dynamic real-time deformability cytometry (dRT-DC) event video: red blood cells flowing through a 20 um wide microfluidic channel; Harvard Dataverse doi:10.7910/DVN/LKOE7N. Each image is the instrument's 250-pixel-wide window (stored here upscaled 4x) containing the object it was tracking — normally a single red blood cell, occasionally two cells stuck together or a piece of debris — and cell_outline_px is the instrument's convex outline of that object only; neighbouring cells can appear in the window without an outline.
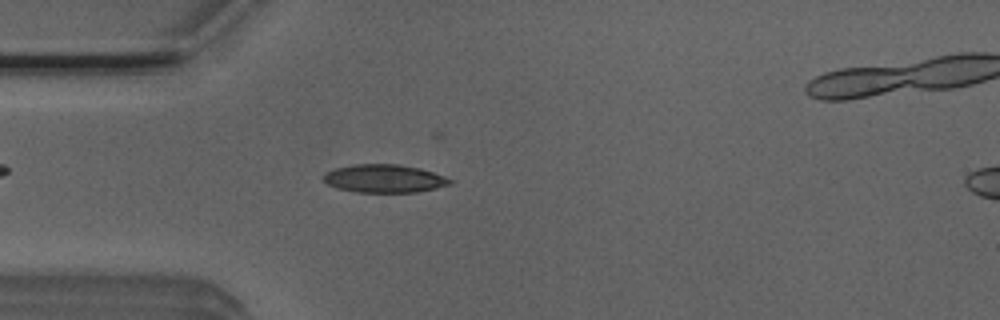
{"species": "Egyptian fruit bat (a non-hibernating species)", "species_latin": "Rousettus aegyptiacus", "temperature_condition": "room temperature", "stored_images_in_passage": 51, "camera_frame_rate_fps": 3000, "um_per_image_px": 0.085, "animal": {"sex": "male"}, "frame": {"image": 1, "passage_image": 13, "time_ms": 4.0, "image_size_px": [1000, 320], "cell_outline_px": [[452, 184], [436, 188], [416, 192], [356, 192], [336, 188], [328, 184], [324, 180], [324, 172], [332, 168], [352, 164], [400, 164], [420, 168], [444, 176], [452, 180]], "centroid_in_image_um": [32.63, 15.17], "position_along_channel_um": 52.4, "area_um2": 20.87}}
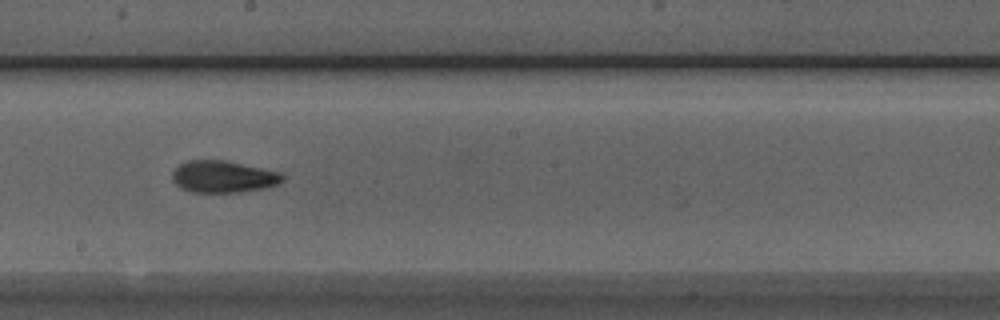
{"frame": {"image": 2, "passage_image": 27, "time_ms": 8.667, "image_size_px": [1000, 320], "cell_outline_px": [[284, 180], [276, 184], [264, 188], [240, 192], [192, 192], [180, 188], [172, 180], [172, 172], [180, 164], [188, 160], [224, 160], [280, 172], [284, 176]], "centroid_in_image_um": [18.95, 15.02], "position_along_channel_um": 229.3, "area_um2": 20.4}}
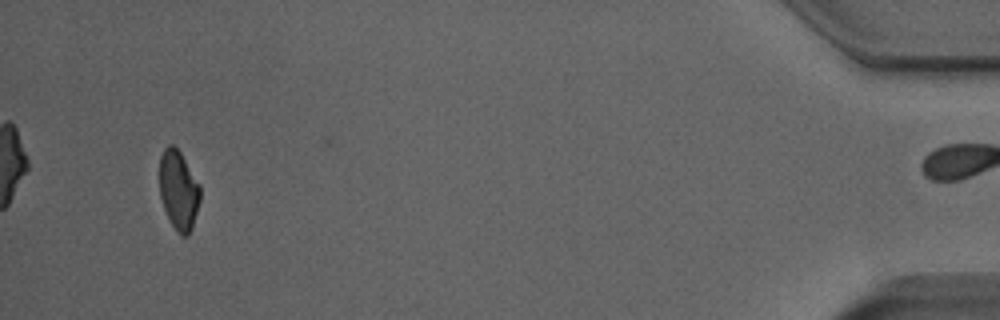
{"frame": {"image": 3, "passage_image": 48, "time_ms": 15.667, "image_size_px": [1000, 320], "cell_outline_px": [[200, 200], [192, 228], [188, 236], [180, 236], [176, 232], [164, 208], [160, 196], [160, 156], [164, 148], [168, 144], [172, 144], [180, 152], [200, 184]], "centroid_in_image_um": [15.18, 16.17], "position_along_channel_um": 420.0, "area_um2": 18.79}, "authors_computed_cell_mechanics": {"area_um2": 19.8254, "velocity_mm_per_s": 3.93, "shape_relaxation_time_tau1_ms": 7.5757, "shape_relaxation_time_tau2_ms": 2.1174, "deformation_change_tau1": 0.1797, "deformation_change_tau2": 0.0872}}